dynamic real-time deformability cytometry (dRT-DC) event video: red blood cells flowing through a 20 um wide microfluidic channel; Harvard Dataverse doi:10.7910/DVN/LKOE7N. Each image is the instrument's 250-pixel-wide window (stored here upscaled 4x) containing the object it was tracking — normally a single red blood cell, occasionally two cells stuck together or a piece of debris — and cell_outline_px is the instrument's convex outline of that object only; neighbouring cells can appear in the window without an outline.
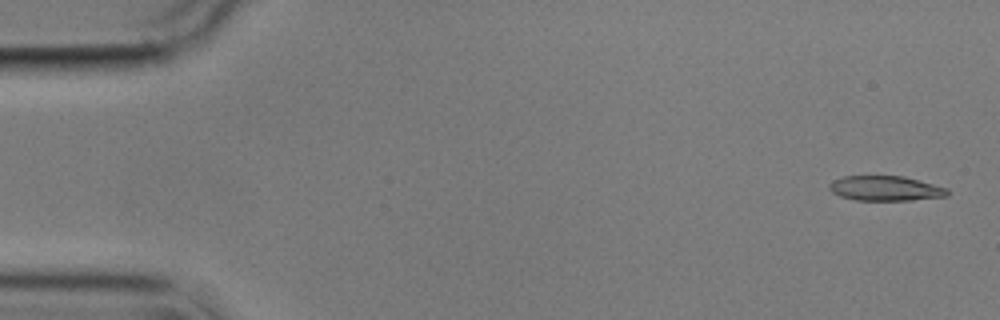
{"species": "common noctule bat (a hibernating species)", "species_latin": "Nyctalus noctula", "temperature_condition": "cold", "stored_images_in_passage": 4, "camera_frame_rate_fps": 3000, "um_per_image_px": 0.085, "animal": {"sex": "male", "body_mass_g": 17.9}, "frame": {"image": 1, "passage_image": 1, "time_ms": 0.0, "image_size_px": [1000, 320], "cell_outline_px": [[948, 196], [912, 200], [856, 200], [840, 196], [832, 192], [828, 188], [828, 184], [832, 180], [844, 176], [904, 176], [948, 188]], "centroid_in_image_um": [75.24, 16.01], "position_along_channel_um": 9.8, "area_um2": 17.17}}
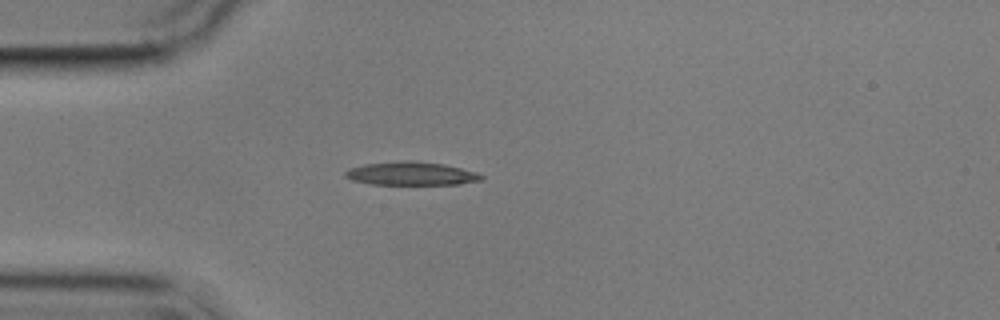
{"frame": {"image": 2, "passage_image": 4, "time_ms": 4.333, "image_size_px": [1000, 320], "cell_outline_px": [[484, 180], [460, 184], [372, 184], [352, 180], [344, 176], [344, 172], [348, 168], [364, 164], [444, 164], [476, 172], [484, 176]], "centroid_in_image_um": [34.98, 14.81], "position_along_channel_um": 50.0, "area_um2": 17.34}}